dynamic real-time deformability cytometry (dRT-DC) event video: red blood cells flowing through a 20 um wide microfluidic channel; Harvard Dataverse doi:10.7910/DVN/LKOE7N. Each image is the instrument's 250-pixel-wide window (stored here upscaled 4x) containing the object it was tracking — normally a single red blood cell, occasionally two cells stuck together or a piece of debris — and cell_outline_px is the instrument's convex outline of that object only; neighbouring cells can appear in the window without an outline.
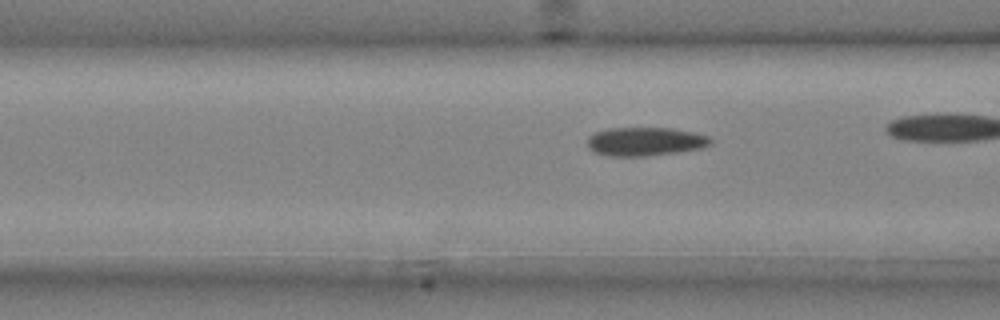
{"species": "common noctule bat (a hibernating species)", "species_latin": "Nyctalus noctula", "temperature_condition": "cold", "stored_images_in_passage": 8, "segment_of_instrument_passage": [2, 2], "camera_frame_rate_fps": 3000, "um_per_image_px": 0.085, "animal": {"sex": "male", "body_mass_g": 20.4}, "frame": {"image": 1, "passage_image": 8, "time_ms": 2.333, "image_size_px": [1000, 320], "cell_outline_px": [[712, 144], [700, 148], [676, 152], [644, 156], [608, 156], [592, 152], [588, 148], [588, 136], [596, 132], [608, 128], [672, 128], [692, 132], [708, 136], [712, 140]], "centroid_in_image_um": [54.8, 12.03], "position_along_channel_um": 111.8, "area_um2": 20.52}}